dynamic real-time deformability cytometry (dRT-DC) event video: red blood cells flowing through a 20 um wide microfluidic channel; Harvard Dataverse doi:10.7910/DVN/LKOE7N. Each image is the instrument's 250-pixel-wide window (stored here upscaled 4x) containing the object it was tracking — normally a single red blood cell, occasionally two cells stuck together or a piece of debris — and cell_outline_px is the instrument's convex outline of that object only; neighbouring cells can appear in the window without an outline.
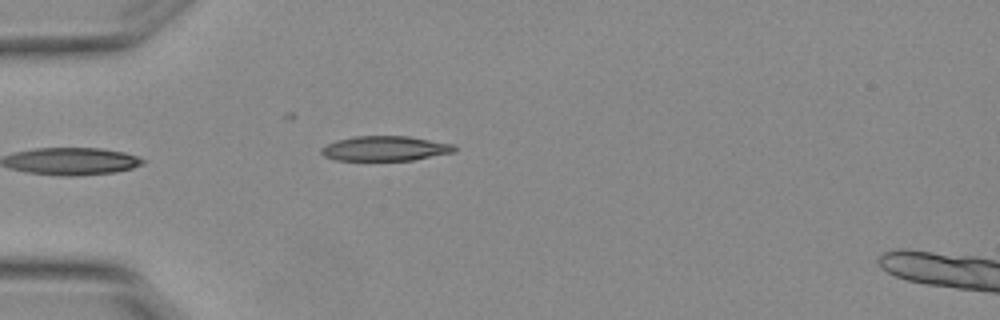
{"species": "Egyptian fruit bat (a non-hibernating species)", "species_latin": "Rousettus aegyptiacus", "temperature_condition": "warm", "stored_images_in_passage": 6, "segment_of_instrument_passage": [1, 2], "camera_frame_rate_fps": 3000, "um_per_image_px": 0.085, "animal": {"sex": "female"}, "frame": {"image": 1, "passage_image": 5, "time_ms": 1.333, "image_size_px": [1000, 320], "cell_outline_px": [[456, 152], [412, 160], [336, 160], [324, 156], [320, 152], [320, 148], [336, 140], [352, 136], [408, 136], [452, 144], [456, 148]], "centroid_in_image_um": [32.71, 12.62], "position_along_channel_um": 52.3, "area_um2": 19.25}}